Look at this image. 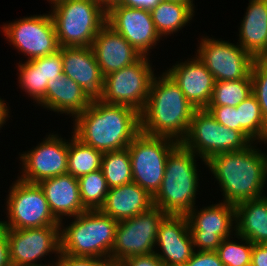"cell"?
<instances>
[{
  "label": "cell",
  "mask_w": 267,
  "mask_h": 266,
  "mask_svg": "<svg viewBox=\"0 0 267 266\" xmlns=\"http://www.w3.org/2000/svg\"><path fill=\"white\" fill-rule=\"evenodd\" d=\"M250 266H267V247L265 244H253Z\"/></svg>",
  "instance_id": "b9f144b4"
},
{
  "label": "cell",
  "mask_w": 267,
  "mask_h": 266,
  "mask_svg": "<svg viewBox=\"0 0 267 266\" xmlns=\"http://www.w3.org/2000/svg\"><path fill=\"white\" fill-rule=\"evenodd\" d=\"M13 182L9 187L5 205L8 220H0L5 229L60 226V222L51 213L38 183H29L18 177Z\"/></svg>",
  "instance_id": "ba28073f"
},
{
  "label": "cell",
  "mask_w": 267,
  "mask_h": 266,
  "mask_svg": "<svg viewBox=\"0 0 267 266\" xmlns=\"http://www.w3.org/2000/svg\"><path fill=\"white\" fill-rule=\"evenodd\" d=\"M163 1H176V2H181V3H184V4H194L193 0H163Z\"/></svg>",
  "instance_id": "bcb514c9"
},
{
  "label": "cell",
  "mask_w": 267,
  "mask_h": 266,
  "mask_svg": "<svg viewBox=\"0 0 267 266\" xmlns=\"http://www.w3.org/2000/svg\"><path fill=\"white\" fill-rule=\"evenodd\" d=\"M54 266H117L109 258L75 257L60 252Z\"/></svg>",
  "instance_id": "8d00e7d4"
},
{
  "label": "cell",
  "mask_w": 267,
  "mask_h": 266,
  "mask_svg": "<svg viewBox=\"0 0 267 266\" xmlns=\"http://www.w3.org/2000/svg\"><path fill=\"white\" fill-rule=\"evenodd\" d=\"M73 121V135L103 153L127 148L141 132L136 109L102 101L91 102Z\"/></svg>",
  "instance_id": "6da1fadb"
},
{
  "label": "cell",
  "mask_w": 267,
  "mask_h": 266,
  "mask_svg": "<svg viewBox=\"0 0 267 266\" xmlns=\"http://www.w3.org/2000/svg\"><path fill=\"white\" fill-rule=\"evenodd\" d=\"M107 24L122 35L142 56L160 43L150 10L114 5L107 11Z\"/></svg>",
  "instance_id": "e0dca14e"
},
{
  "label": "cell",
  "mask_w": 267,
  "mask_h": 266,
  "mask_svg": "<svg viewBox=\"0 0 267 266\" xmlns=\"http://www.w3.org/2000/svg\"><path fill=\"white\" fill-rule=\"evenodd\" d=\"M236 233L253 244L267 241V196L235 205Z\"/></svg>",
  "instance_id": "484cf974"
},
{
  "label": "cell",
  "mask_w": 267,
  "mask_h": 266,
  "mask_svg": "<svg viewBox=\"0 0 267 266\" xmlns=\"http://www.w3.org/2000/svg\"><path fill=\"white\" fill-rule=\"evenodd\" d=\"M6 104L7 102L5 103L4 99H1L0 97V130L3 125L6 124V121L9 120L8 118H10V110Z\"/></svg>",
  "instance_id": "ee69618b"
},
{
  "label": "cell",
  "mask_w": 267,
  "mask_h": 266,
  "mask_svg": "<svg viewBox=\"0 0 267 266\" xmlns=\"http://www.w3.org/2000/svg\"><path fill=\"white\" fill-rule=\"evenodd\" d=\"M63 74L82 87L90 102L103 99L104 76L92 47H59Z\"/></svg>",
  "instance_id": "d6986e66"
},
{
  "label": "cell",
  "mask_w": 267,
  "mask_h": 266,
  "mask_svg": "<svg viewBox=\"0 0 267 266\" xmlns=\"http://www.w3.org/2000/svg\"><path fill=\"white\" fill-rule=\"evenodd\" d=\"M157 76L154 75L146 105L140 112V130L146 135L168 137L181 143L196 109L165 71Z\"/></svg>",
  "instance_id": "3957f363"
},
{
  "label": "cell",
  "mask_w": 267,
  "mask_h": 266,
  "mask_svg": "<svg viewBox=\"0 0 267 266\" xmlns=\"http://www.w3.org/2000/svg\"><path fill=\"white\" fill-rule=\"evenodd\" d=\"M183 266H224L217 251H194Z\"/></svg>",
  "instance_id": "f35d334b"
},
{
  "label": "cell",
  "mask_w": 267,
  "mask_h": 266,
  "mask_svg": "<svg viewBox=\"0 0 267 266\" xmlns=\"http://www.w3.org/2000/svg\"><path fill=\"white\" fill-rule=\"evenodd\" d=\"M5 232L12 266H54L53 260L47 264L40 261L49 254H56V258L60 254V226L5 229Z\"/></svg>",
  "instance_id": "9a60e30c"
},
{
  "label": "cell",
  "mask_w": 267,
  "mask_h": 266,
  "mask_svg": "<svg viewBox=\"0 0 267 266\" xmlns=\"http://www.w3.org/2000/svg\"><path fill=\"white\" fill-rule=\"evenodd\" d=\"M92 49L103 76L137 62L142 55L107 23L100 29Z\"/></svg>",
  "instance_id": "44dd1931"
},
{
  "label": "cell",
  "mask_w": 267,
  "mask_h": 266,
  "mask_svg": "<svg viewBox=\"0 0 267 266\" xmlns=\"http://www.w3.org/2000/svg\"><path fill=\"white\" fill-rule=\"evenodd\" d=\"M206 110L215 120L230 129L238 130V112L236 107L230 106H207Z\"/></svg>",
  "instance_id": "74e56055"
},
{
  "label": "cell",
  "mask_w": 267,
  "mask_h": 266,
  "mask_svg": "<svg viewBox=\"0 0 267 266\" xmlns=\"http://www.w3.org/2000/svg\"><path fill=\"white\" fill-rule=\"evenodd\" d=\"M152 20L160 37L175 34L192 21L195 4L161 1L150 10Z\"/></svg>",
  "instance_id": "4316f807"
},
{
  "label": "cell",
  "mask_w": 267,
  "mask_h": 266,
  "mask_svg": "<svg viewBox=\"0 0 267 266\" xmlns=\"http://www.w3.org/2000/svg\"><path fill=\"white\" fill-rule=\"evenodd\" d=\"M236 111L238 112V131H241L252 143L264 142L263 144L266 145L267 123L255 95L252 93L237 105Z\"/></svg>",
  "instance_id": "83f0119b"
},
{
  "label": "cell",
  "mask_w": 267,
  "mask_h": 266,
  "mask_svg": "<svg viewBox=\"0 0 267 266\" xmlns=\"http://www.w3.org/2000/svg\"><path fill=\"white\" fill-rule=\"evenodd\" d=\"M101 171L108 187H118L133 182L131 160L127 148L104 152Z\"/></svg>",
  "instance_id": "f546056e"
},
{
  "label": "cell",
  "mask_w": 267,
  "mask_h": 266,
  "mask_svg": "<svg viewBox=\"0 0 267 266\" xmlns=\"http://www.w3.org/2000/svg\"><path fill=\"white\" fill-rule=\"evenodd\" d=\"M179 142L140 132L128 145L133 182L142 187L151 197L162 183L167 157Z\"/></svg>",
  "instance_id": "9c48e42d"
},
{
  "label": "cell",
  "mask_w": 267,
  "mask_h": 266,
  "mask_svg": "<svg viewBox=\"0 0 267 266\" xmlns=\"http://www.w3.org/2000/svg\"><path fill=\"white\" fill-rule=\"evenodd\" d=\"M118 266H165L155 253L132 256L124 259Z\"/></svg>",
  "instance_id": "ab89813d"
},
{
  "label": "cell",
  "mask_w": 267,
  "mask_h": 266,
  "mask_svg": "<svg viewBox=\"0 0 267 266\" xmlns=\"http://www.w3.org/2000/svg\"><path fill=\"white\" fill-rule=\"evenodd\" d=\"M1 29L9 44L24 56H28L26 61L59 50L55 26L49 11L48 14H34L5 23Z\"/></svg>",
  "instance_id": "7c38bea8"
},
{
  "label": "cell",
  "mask_w": 267,
  "mask_h": 266,
  "mask_svg": "<svg viewBox=\"0 0 267 266\" xmlns=\"http://www.w3.org/2000/svg\"><path fill=\"white\" fill-rule=\"evenodd\" d=\"M184 61L176 62L165 72L180 87L195 109H206L214 90L215 79L196 55Z\"/></svg>",
  "instance_id": "ffe728a7"
},
{
  "label": "cell",
  "mask_w": 267,
  "mask_h": 266,
  "mask_svg": "<svg viewBox=\"0 0 267 266\" xmlns=\"http://www.w3.org/2000/svg\"><path fill=\"white\" fill-rule=\"evenodd\" d=\"M106 12L114 5H117L121 0H95Z\"/></svg>",
  "instance_id": "f6af8a7d"
},
{
  "label": "cell",
  "mask_w": 267,
  "mask_h": 266,
  "mask_svg": "<svg viewBox=\"0 0 267 266\" xmlns=\"http://www.w3.org/2000/svg\"><path fill=\"white\" fill-rule=\"evenodd\" d=\"M18 84L25 94L38 104L44 98V75L42 66H38L34 60L18 63Z\"/></svg>",
  "instance_id": "836d02e7"
},
{
  "label": "cell",
  "mask_w": 267,
  "mask_h": 266,
  "mask_svg": "<svg viewBox=\"0 0 267 266\" xmlns=\"http://www.w3.org/2000/svg\"><path fill=\"white\" fill-rule=\"evenodd\" d=\"M196 207L186 214L194 249L217 251L223 239L236 233L235 205L219 201L199 210Z\"/></svg>",
  "instance_id": "5bb4252c"
},
{
  "label": "cell",
  "mask_w": 267,
  "mask_h": 266,
  "mask_svg": "<svg viewBox=\"0 0 267 266\" xmlns=\"http://www.w3.org/2000/svg\"><path fill=\"white\" fill-rule=\"evenodd\" d=\"M181 143L199 156L205 166L215 155L241 151L252 144L241 131L218 123L206 109L195 110L187 136Z\"/></svg>",
  "instance_id": "52a82bcc"
},
{
  "label": "cell",
  "mask_w": 267,
  "mask_h": 266,
  "mask_svg": "<svg viewBox=\"0 0 267 266\" xmlns=\"http://www.w3.org/2000/svg\"><path fill=\"white\" fill-rule=\"evenodd\" d=\"M252 94L251 78L233 81H215L208 106L236 107Z\"/></svg>",
  "instance_id": "4dcf8cb0"
},
{
  "label": "cell",
  "mask_w": 267,
  "mask_h": 266,
  "mask_svg": "<svg viewBox=\"0 0 267 266\" xmlns=\"http://www.w3.org/2000/svg\"><path fill=\"white\" fill-rule=\"evenodd\" d=\"M233 238L240 239V242L236 239L231 240ZM252 249V242L234 233V237L232 235L222 240L217 253L224 266H250Z\"/></svg>",
  "instance_id": "d6a6232c"
},
{
  "label": "cell",
  "mask_w": 267,
  "mask_h": 266,
  "mask_svg": "<svg viewBox=\"0 0 267 266\" xmlns=\"http://www.w3.org/2000/svg\"><path fill=\"white\" fill-rule=\"evenodd\" d=\"M80 199L87 210H96L104 204L109 187L101 169L78 178Z\"/></svg>",
  "instance_id": "1f68e13d"
},
{
  "label": "cell",
  "mask_w": 267,
  "mask_h": 266,
  "mask_svg": "<svg viewBox=\"0 0 267 266\" xmlns=\"http://www.w3.org/2000/svg\"><path fill=\"white\" fill-rule=\"evenodd\" d=\"M48 2H50L49 4H53V3H55V2H57V1H59V0H47Z\"/></svg>",
  "instance_id": "7dc6e473"
},
{
  "label": "cell",
  "mask_w": 267,
  "mask_h": 266,
  "mask_svg": "<svg viewBox=\"0 0 267 266\" xmlns=\"http://www.w3.org/2000/svg\"><path fill=\"white\" fill-rule=\"evenodd\" d=\"M162 0H121L120 5L133 8H142L151 10L156 7Z\"/></svg>",
  "instance_id": "7bdbcfd3"
},
{
  "label": "cell",
  "mask_w": 267,
  "mask_h": 266,
  "mask_svg": "<svg viewBox=\"0 0 267 266\" xmlns=\"http://www.w3.org/2000/svg\"><path fill=\"white\" fill-rule=\"evenodd\" d=\"M197 157L182 143L169 153L162 183L152 197L153 205L167 215H186L195 207L201 172Z\"/></svg>",
  "instance_id": "277c9868"
},
{
  "label": "cell",
  "mask_w": 267,
  "mask_h": 266,
  "mask_svg": "<svg viewBox=\"0 0 267 266\" xmlns=\"http://www.w3.org/2000/svg\"><path fill=\"white\" fill-rule=\"evenodd\" d=\"M51 8L59 47H91L107 23V12L95 0H59Z\"/></svg>",
  "instance_id": "8992f818"
},
{
  "label": "cell",
  "mask_w": 267,
  "mask_h": 266,
  "mask_svg": "<svg viewBox=\"0 0 267 266\" xmlns=\"http://www.w3.org/2000/svg\"><path fill=\"white\" fill-rule=\"evenodd\" d=\"M51 213L60 222L76 217L87 209L81 202L78 178L66 173L40 181Z\"/></svg>",
  "instance_id": "7402d4cb"
},
{
  "label": "cell",
  "mask_w": 267,
  "mask_h": 266,
  "mask_svg": "<svg viewBox=\"0 0 267 266\" xmlns=\"http://www.w3.org/2000/svg\"><path fill=\"white\" fill-rule=\"evenodd\" d=\"M147 56L134 64L104 76L103 99L106 104L126 105L143 110L149 97L155 70Z\"/></svg>",
  "instance_id": "8fae6325"
},
{
  "label": "cell",
  "mask_w": 267,
  "mask_h": 266,
  "mask_svg": "<svg viewBox=\"0 0 267 266\" xmlns=\"http://www.w3.org/2000/svg\"><path fill=\"white\" fill-rule=\"evenodd\" d=\"M38 66H42V74L44 75V96L46 93L48 81L59 78L63 73V63L61 49L53 54L33 59Z\"/></svg>",
  "instance_id": "d590c367"
},
{
  "label": "cell",
  "mask_w": 267,
  "mask_h": 266,
  "mask_svg": "<svg viewBox=\"0 0 267 266\" xmlns=\"http://www.w3.org/2000/svg\"><path fill=\"white\" fill-rule=\"evenodd\" d=\"M41 143L23 151L19 157L22 173L19 179L29 183H39L42 180L68 173L69 141L58 133H49Z\"/></svg>",
  "instance_id": "2e32d148"
},
{
  "label": "cell",
  "mask_w": 267,
  "mask_h": 266,
  "mask_svg": "<svg viewBox=\"0 0 267 266\" xmlns=\"http://www.w3.org/2000/svg\"><path fill=\"white\" fill-rule=\"evenodd\" d=\"M166 216L153 205L133 218L118 221L110 259L118 266L129 257L154 253L159 225Z\"/></svg>",
  "instance_id": "30bf717a"
},
{
  "label": "cell",
  "mask_w": 267,
  "mask_h": 266,
  "mask_svg": "<svg viewBox=\"0 0 267 266\" xmlns=\"http://www.w3.org/2000/svg\"><path fill=\"white\" fill-rule=\"evenodd\" d=\"M252 93L267 123V59H256L251 70Z\"/></svg>",
  "instance_id": "e575fe53"
},
{
  "label": "cell",
  "mask_w": 267,
  "mask_h": 266,
  "mask_svg": "<svg viewBox=\"0 0 267 266\" xmlns=\"http://www.w3.org/2000/svg\"><path fill=\"white\" fill-rule=\"evenodd\" d=\"M70 219L69 225L60 221V252L75 257L110 259L118 221L99 209L86 210Z\"/></svg>",
  "instance_id": "5b68a950"
},
{
  "label": "cell",
  "mask_w": 267,
  "mask_h": 266,
  "mask_svg": "<svg viewBox=\"0 0 267 266\" xmlns=\"http://www.w3.org/2000/svg\"><path fill=\"white\" fill-rule=\"evenodd\" d=\"M153 206L152 197L137 183L110 188L100 211L116 221L130 219Z\"/></svg>",
  "instance_id": "d4e9b609"
},
{
  "label": "cell",
  "mask_w": 267,
  "mask_h": 266,
  "mask_svg": "<svg viewBox=\"0 0 267 266\" xmlns=\"http://www.w3.org/2000/svg\"><path fill=\"white\" fill-rule=\"evenodd\" d=\"M196 56L205 64L215 81L251 78L255 58L238 43L202 36Z\"/></svg>",
  "instance_id": "4fadbf2b"
},
{
  "label": "cell",
  "mask_w": 267,
  "mask_h": 266,
  "mask_svg": "<svg viewBox=\"0 0 267 266\" xmlns=\"http://www.w3.org/2000/svg\"><path fill=\"white\" fill-rule=\"evenodd\" d=\"M37 105L74 119L91 102L84 95L82 87L62 73L59 78L48 81L45 96Z\"/></svg>",
  "instance_id": "603a6c76"
},
{
  "label": "cell",
  "mask_w": 267,
  "mask_h": 266,
  "mask_svg": "<svg viewBox=\"0 0 267 266\" xmlns=\"http://www.w3.org/2000/svg\"><path fill=\"white\" fill-rule=\"evenodd\" d=\"M256 146L254 142L244 150L221 153L206 161L221 187V201L237 205L265 195L267 153Z\"/></svg>",
  "instance_id": "7a4b0ae2"
},
{
  "label": "cell",
  "mask_w": 267,
  "mask_h": 266,
  "mask_svg": "<svg viewBox=\"0 0 267 266\" xmlns=\"http://www.w3.org/2000/svg\"><path fill=\"white\" fill-rule=\"evenodd\" d=\"M0 266H11L9 243L6 237L5 228L0 223Z\"/></svg>",
  "instance_id": "60d3db41"
},
{
  "label": "cell",
  "mask_w": 267,
  "mask_h": 266,
  "mask_svg": "<svg viewBox=\"0 0 267 266\" xmlns=\"http://www.w3.org/2000/svg\"><path fill=\"white\" fill-rule=\"evenodd\" d=\"M155 247L165 266H183L192 257L195 249L186 215H167L162 220Z\"/></svg>",
  "instance_id": "ac0fdd59"
},
{
  "label": "cell",
  "mask_w": 267,
  "mask_h": 266,
  "mask_svg": "<svg viewBox=\"0 0 267 266\" xmlns=\"http://www.w3.org/2000/svg\"><path fill=\"white\" fill-rule=\"evenodd\" d=\"M238 44L255 59H267V0H249Z\"/></svg>",
  "instance_id": "cb8c5ba5"
},
{
  "label": "cell",
  "mask_w": 267,
  "mask_h": 266,
  "mask_svg": "<svg viewBox=\"0 0 267 266\" xmlns=\"http://www.w3.org/2000/svg\"><path fill=\"white\" fill-rule=\"evenodd\" d=\"M68 150V173L75 178L101 169L103 152L82 143L71 134Z\"/></svg>",
  "instance_id": "f1b7e54d"
}]
</instances>
